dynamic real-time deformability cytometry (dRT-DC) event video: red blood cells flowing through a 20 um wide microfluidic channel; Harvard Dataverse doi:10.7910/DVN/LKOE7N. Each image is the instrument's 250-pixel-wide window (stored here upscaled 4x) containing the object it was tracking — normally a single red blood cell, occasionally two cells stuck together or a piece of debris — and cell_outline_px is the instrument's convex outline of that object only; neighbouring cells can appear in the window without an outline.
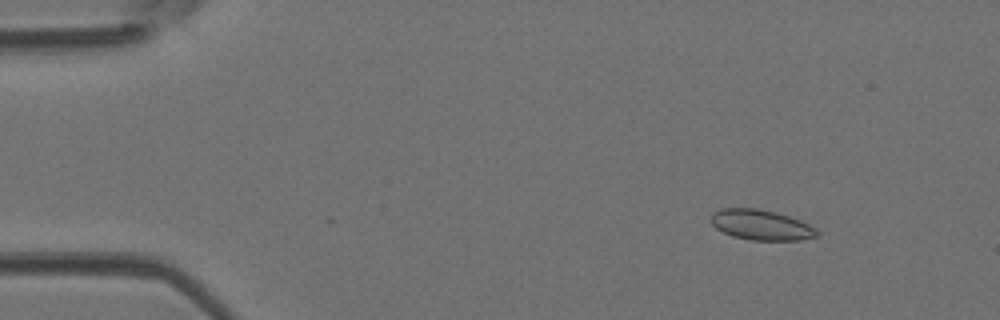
{"species": "Egyptian fruit bat (a non-hibernating species)", "species_latin": "Rousettus aegyptiacus", "temperature_condition": "room temperature", "stored_images_in_passage": 10, "camera_frame_rate_fps": 3000, "um_per_image_px": 0.085, "animal": {"sex": "female"}, "frame": {"image": 1, "passage_image": 6, "time_ms": 1.667, "image_size_px": [1000, 320], "cell_outline_px": [[820, 236], [800, 240], [752, 240], [732, 236], [716, 228], [708, 220], [712, 212], [720, 208], [760, 208], [776, 212], [800, 220], [816, 228], [820, 232]], "centroid_in_image_um": [64.69, 19.11], "position_along_channel_um": 20.3, "area_um2": 19.02}}